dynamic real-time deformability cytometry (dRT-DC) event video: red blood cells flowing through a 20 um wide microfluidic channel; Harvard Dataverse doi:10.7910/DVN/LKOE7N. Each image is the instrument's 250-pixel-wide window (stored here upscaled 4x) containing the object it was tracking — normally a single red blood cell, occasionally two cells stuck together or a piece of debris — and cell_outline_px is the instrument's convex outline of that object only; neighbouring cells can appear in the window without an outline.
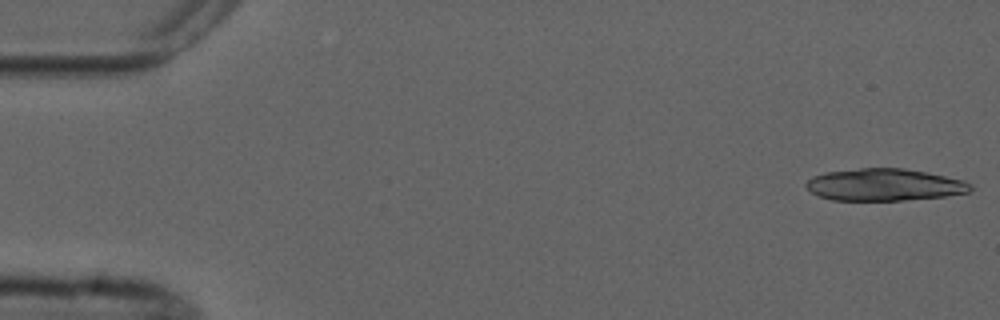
{"species": "common noctule bat (a hibernating species)", "species_latin": "Nyctalus noctula", "temperature_condition": "cold", "stored_images_in_passage": 4, "camera_frame_rate_fps": 3000, "um_per_image_px": 0.085, "animal": {"sex": "male", "forearm_length_mm": 52.5}, "frame": {"image": 1, "passage_image": 1, "time_ms": 0.0, "image_size_px": [1000, 320], "cell_outline_px": [[972, 188], [968, 192], [944, 196], [904, 200], [832, 200], [820, 196], [812, 192], [804, 184], [812, 176], [824, 172], [860, 168], [904, 168], [964, 180], [972, 184]], "centroid_in_image_um": [75.15, 15.7], "position_along_channel_um": 9.9, "area_um2": 30.58}}